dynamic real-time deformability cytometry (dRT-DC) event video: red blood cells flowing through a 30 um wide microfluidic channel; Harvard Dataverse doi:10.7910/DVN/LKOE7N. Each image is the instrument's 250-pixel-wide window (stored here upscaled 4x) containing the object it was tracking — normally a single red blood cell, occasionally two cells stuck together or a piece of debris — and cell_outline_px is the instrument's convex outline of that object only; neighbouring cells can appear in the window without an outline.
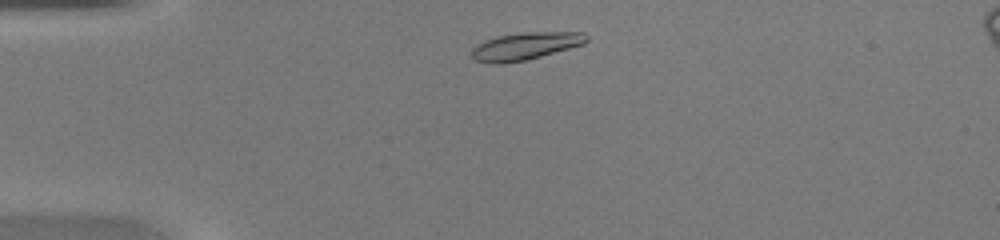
{"species": "common noctule bat (a hibernating species)", "species_latin": "Nyctalus noctula", "temperature_condition": "warm", "stored_images_in_passage": 36, "camera_frame_rate_fps": 3000, "um_per_image_px": 0.085, "animal": {"sex": "female", "body_mass_g": 20.0, "forearm_length_mm": 54.0}, "frame": {"image": 1, "passage_image": 2, "time_ms": 0.333, "image_size_px": [1000, 240], "cell_outline_px": [[588, 40], [584, 44], [540, 56], [524, 60], [504, 64], [488, 64], [476, 60], [472, 56], [472, 48], [476, 44], [484, 40], [496, 36], [524, 32], [584, 32], [588, 36]], "centroid_in_image_um": [44.62, 3.91], "position_along_channel_um": 40.4, "area_um2": 18.44}}
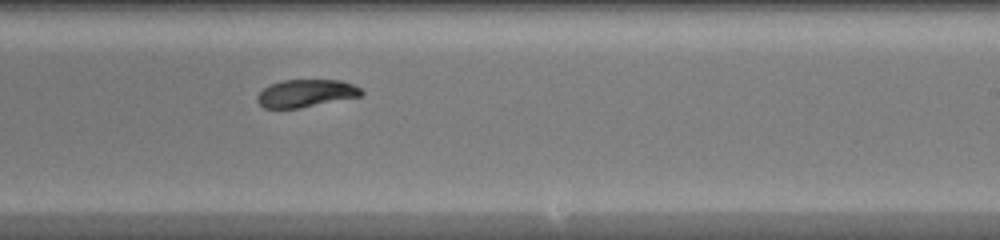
{"frame": {"image": 2, "passage_image": 19, "time_ms": 6.0, "image_size_px": [1000, 240], "cell_outline_px": [[364, 92], [360, 96], [300, 108], [264, 108], [256, 100], [256, 96], [268, 84], [284, 80], [340, 80], [352, 84], [360, 88]], "centroid_in_image_um": [25.97, 7.93], "position_along_channel_um": 263.0, "area_um2": 16.7}}
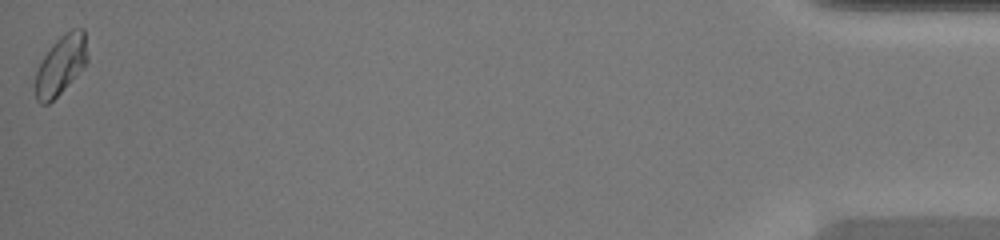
{"frame": {"image": 3, "passage_image": 36, "time_ms": 11.667, "image_size_px": [1000, 240], "cell_outline_px": [[88, 60], [64, 88], [48, 104], [40, 104], [36, 100], [32, 84], [36, 72], [44, 56], [52, 44], [60, 36], [72, 28], [84, 28], [88, 56]], "centroid_in_image_um": [5.13, 5.53], "position_along_channel_um": 430.1, "area_um2": 17.98}}